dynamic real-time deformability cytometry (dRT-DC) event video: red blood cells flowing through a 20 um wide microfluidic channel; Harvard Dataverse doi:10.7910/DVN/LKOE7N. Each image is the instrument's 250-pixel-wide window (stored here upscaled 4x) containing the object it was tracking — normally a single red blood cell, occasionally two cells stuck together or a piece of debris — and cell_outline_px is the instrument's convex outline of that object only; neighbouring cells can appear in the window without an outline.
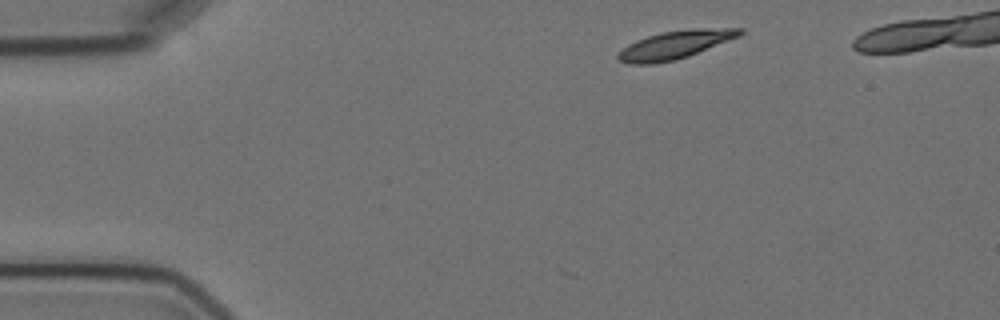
{"species": "Egyptian fruit bat (a non-hibernating species)", "species_latin": "Rousettus aegyptiacus", "temperature_condition": "cold", "stored_images_in_passage": 4, "camera_frame_rate_fps": 3000, "um_per_image_px": 0.085, "animal": {"sex": "female"}, "frame": {"image": 1, "passage_image": 1, "time_ms": 0.0, "image_size_px": [1000, 320], "cell_outline_px": [[744, 32], [740, 36], [688, 56], [676, 60], [652, 64], [628, 64], [616, 60], [616, 56], [628, 44], [636, 40], [660, 32], [688, 28], [744, 28]], "centroid_in_image_um": [57.37, 3.8], "position_along_channel_um": 27.6, "area_um2": 20.11}}